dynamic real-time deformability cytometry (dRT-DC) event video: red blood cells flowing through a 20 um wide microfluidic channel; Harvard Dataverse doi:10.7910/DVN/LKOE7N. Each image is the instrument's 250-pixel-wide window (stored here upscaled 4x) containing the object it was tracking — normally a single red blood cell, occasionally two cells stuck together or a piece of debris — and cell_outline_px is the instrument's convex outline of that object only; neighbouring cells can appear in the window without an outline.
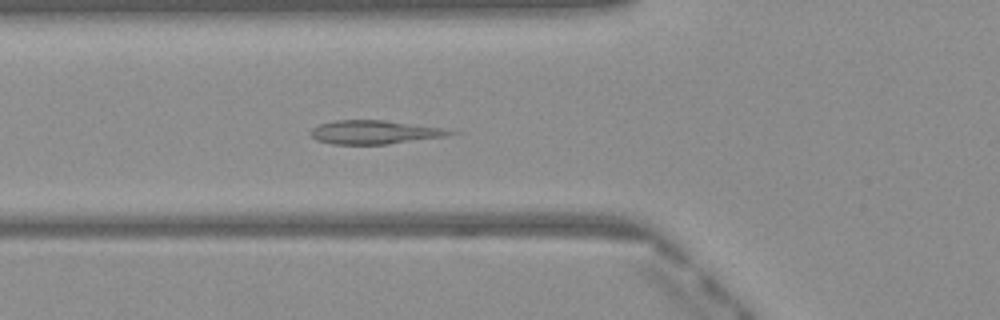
{"species": "Egyptian fruit bat (a non-hibernating species)", "species_latin": "Rousettus aegyptiacus", "temperature_condition": "warm", "stored_images_in_passage": 42, "camera_frame_rate_fps": 3000, "um_per_image_px": 0.085, "frame": {"image": 1, "passage_image": 10, "time_ms": 3.0, "image_size_px": [1000, 320], "cell_outline_px": [[464, 132], [448, 136], [388, 144], [332, 144], [316, 140], [308, 132], [312, 128], [320, 124], [336, 120], [384, 120], [444, 128]], "centroid_in_image_um": [31.89, 11.24], "position_along_channel_um": 93.9, "area_um2": 19.42}}
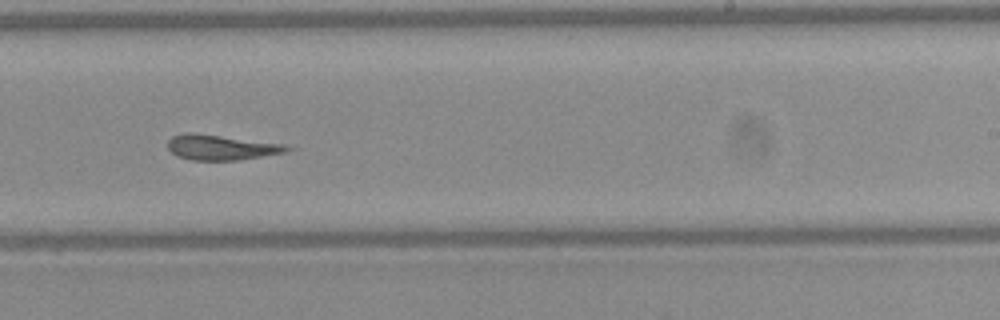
{"frame": {"image": 2, "passage_image": 23, "time_ms": 7.333, "image_size_px": [1000, 320], "cell_outline_px": [[296, 148], [284, 152], [240, 160], [192, 160], [176, 156], [168, 148], [168, 140], [172, 136], [184, 132], [192, 132], [284, 144]], "centroid_in_image_um": [18.78, 12.52], "position_along_channel_um": 270.2, "area_um2": 17.51}}
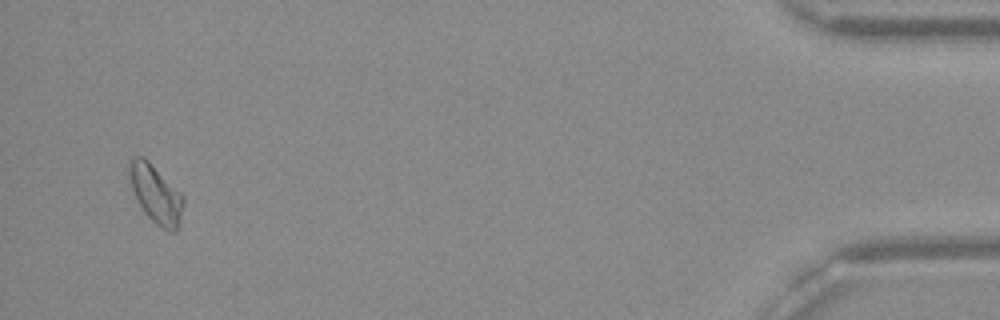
{"frame": {"image": 3, "passage_image": 40, "time_ms": 13.0, "image_size_px": [1000, 320], "cell_outline_px": [[184, 204], [176, 232], [168, 232], [156, 224], [144, 212], [128, 180], [128, 160], [132, 156], [144, 156], [184, 196]], "centroid_in_image_um": [13.22, 16.46], "position_along_channel_um": 422.0, "area_um2": 18.38}}